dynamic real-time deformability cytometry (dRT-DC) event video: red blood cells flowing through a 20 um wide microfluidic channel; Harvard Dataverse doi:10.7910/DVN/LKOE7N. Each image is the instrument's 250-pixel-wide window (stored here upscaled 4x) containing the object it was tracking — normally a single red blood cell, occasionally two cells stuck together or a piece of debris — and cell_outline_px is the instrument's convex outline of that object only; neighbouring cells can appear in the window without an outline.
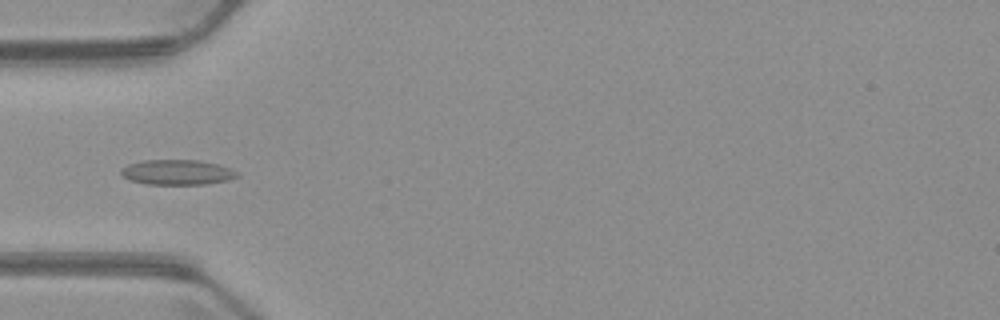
{"species": "common noctule bat (a hibernating species)", "species_latin": "Nyctalus noctula", "temperature_condition": "warm", "stored_images_in_passage": 5, "camera_frame_rate_fps": 3000, "um_per_image_px": 0.085, "animal": {"sex": "male", "body_mass_g": 23.1, "forearm_length_mm": 52.7}, "frame": {"image": 1, "passage_image": 5, "time_ms": 4.667, "image_size_px": [1000, 320], "cell_outline_px": [[240, 176], [228, 180], [204, 184], [148, 184], [128, 180], [120, 172], [120, 168], [128, 164], [144, 160], [200, 160], [220, 164], [232, 168], [240, 172]], "centroid_in_image_um": [15.11, 14.63], "position_along_channel_um": 69.9, "area_um2": 17.22}}